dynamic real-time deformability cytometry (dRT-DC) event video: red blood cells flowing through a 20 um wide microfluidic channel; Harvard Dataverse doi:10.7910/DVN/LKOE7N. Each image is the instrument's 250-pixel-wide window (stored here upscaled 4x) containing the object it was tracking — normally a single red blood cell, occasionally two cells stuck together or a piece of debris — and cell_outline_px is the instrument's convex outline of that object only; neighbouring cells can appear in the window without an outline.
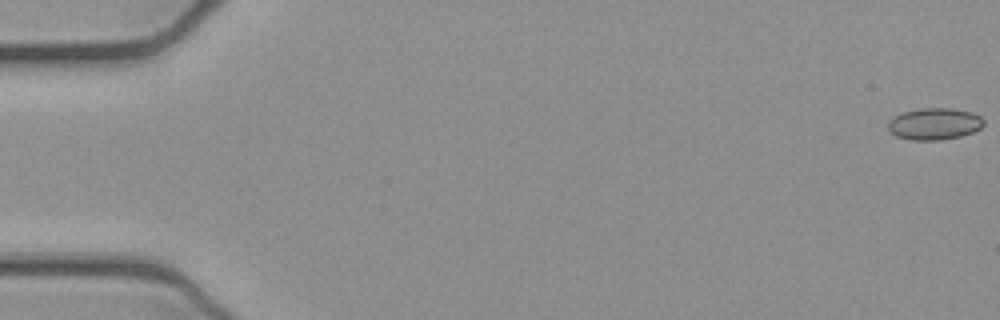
{"species": "common noctule bat (a hibernating species)", "species_latin": "Nyctalus noctula", "temperature_condition": "cold", "stored_images_in_passage": 8, "camera_frame_rate_fps": 3000, "um_per_image_px": 0.085, "animal": {"sex": "female", "body_mass_g": 21.9}, "frame": {"image": 1, "passage_image": 1, "time_ms": 0.0, "image_size_px": [1000, 320], "cell_outline_px": [[984, 124], [980, 128], [972, 132], [960, 136], [940, 140], [912, 140], [896, 136], [888, 128], [888, 120], [904, 112], [920, 108], [948, 108], [972, 112], [980, 116], [984, 120]], "centroid_in_image_um": [79.43, 10.53], "position_along_channel_um": 5.6, "area_um2": 17.57}}